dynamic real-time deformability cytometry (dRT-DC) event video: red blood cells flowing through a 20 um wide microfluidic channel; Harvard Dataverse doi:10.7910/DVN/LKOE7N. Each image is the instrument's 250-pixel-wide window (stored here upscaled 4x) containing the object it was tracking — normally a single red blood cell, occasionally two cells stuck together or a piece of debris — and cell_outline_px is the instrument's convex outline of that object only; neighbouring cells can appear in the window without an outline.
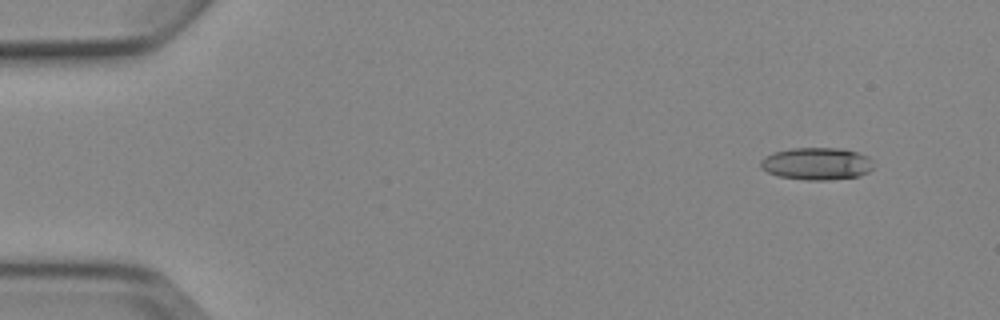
{"species": "Egyptian fruit bat (a non-hibernating species)", "species_latin": "Rousettus aegyptiacus", "temperature_condition": "cold", "stored_images_in_passage": 4, "camera_frame_rate_fps": 3000, "um_per_image_px": 0.085, "animal": {"sex": "female"}, "frame": {"image": 1, "passage_image": 1, "time_ms": 0.0, "image_size_px": [1000, 320], "cell_outline_px": [[872, 168], [868, 172], [860, 176], [828, 180], [808, 180], [780, 176], [768, 172], [760, 164], [760, 160], [764, 156], [772, 152], [792, 148], [840, 148], [856, 152], [868, 156]], "centroid_in_image_um": [69.4, 13.91], "position_along_channel_um": 15.6, "area_um2": 21.1}}
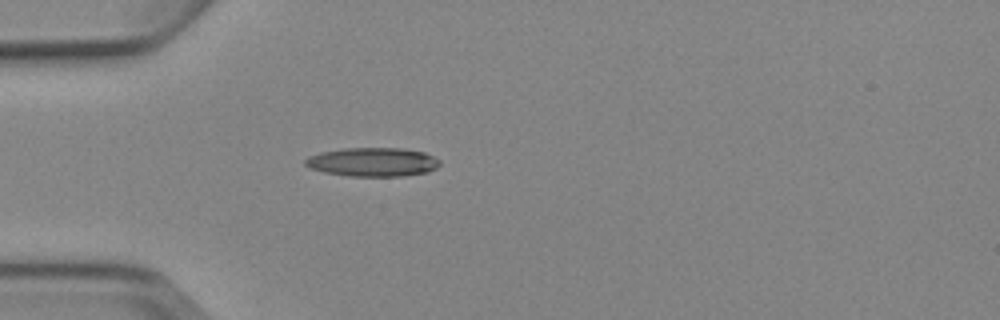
{"frame": {"image": 2, "passage_image": 4, "time_ms": 3.667, "image_size_px": [1000, 320], "cell_outline_px": [[440, 164], [436, 168], [428, 172], [404, 176], [348, 176], [324, 172], [308, 168], [304, 164], [304, 160], [308, 156], [320, 152], [344, 148], [404, 148], [424, 152], [440, 160]], "centroid_in_image_um": [31.66, 13.77], "position_along_channel_um": 53.3, "area_um2": 22.83}}